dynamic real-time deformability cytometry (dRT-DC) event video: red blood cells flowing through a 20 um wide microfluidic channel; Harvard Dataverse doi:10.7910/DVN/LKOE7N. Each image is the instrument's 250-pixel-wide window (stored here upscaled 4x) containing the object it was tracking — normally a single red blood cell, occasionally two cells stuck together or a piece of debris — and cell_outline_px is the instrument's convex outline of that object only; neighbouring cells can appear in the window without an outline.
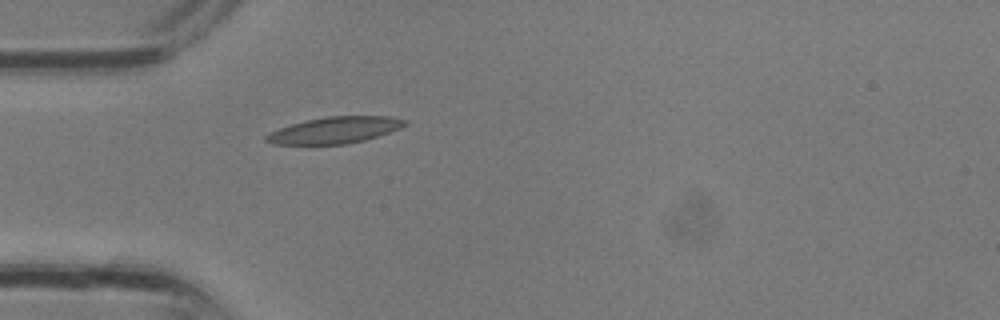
{"species": "common noctule bat (a hibernating species)", "species_latin": "Nyctalus noctula", "temperature_condition": "room temperature", "stored_images_in_passage": 2, "camera_frame_rate_fps": 3000, "um_per_image_px": 0.085, "animal": {"sex": "male", "body_mass_g": 13.3}, "frame": {"image": 1, "passage_image": 2, "time_ms": 0.333, "image_size_px": [1000, 320], "cell_outline_px": [[408, 124], [400, 128], [364, 140], [348, 144], [272, 144], [264, 140], [264, 136], [280, 128], [304, 120], [328, 116], [392, 116], [408, 120]], "centroid_in_image_um": [28.48, 11.05], "position_along_channel_um": 56.5, "area_um2": 21.33}}